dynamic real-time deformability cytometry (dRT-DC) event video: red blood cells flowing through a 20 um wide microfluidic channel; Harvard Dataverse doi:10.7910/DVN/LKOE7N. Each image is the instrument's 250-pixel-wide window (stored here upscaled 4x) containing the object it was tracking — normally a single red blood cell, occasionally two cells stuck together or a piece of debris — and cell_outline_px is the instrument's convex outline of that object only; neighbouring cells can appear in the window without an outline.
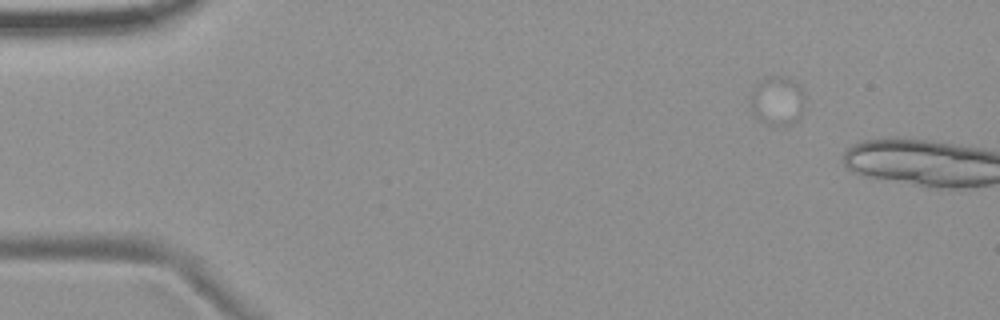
{"species": "common noctule bat (a hibernating species)", "species_latin": "Nyctalus noctula", "temperature_condition": "room temperature", "stored_images_in_passage": 2, "camera_frame_rate_fps": 3000, "um_per_image_px": 0.085, "animal": {"sex": "female", "body_mass_g": 19.9}, "frame": {"image": 1, "passage_image": 1, "time_ms": 0.0, "image_size_px": [1000, 320], "cell_outline_px": [[804, 100], [800, 116], [796, 120], [788, 124], [768, 124], [756, 116], [752, 112], [752, 88], [756, 84], [768, 76], [788, 76], [800, 88], [804, 96]], "centroid_in_image_um": [66.07, 8.52], "position_along_channel_um": 18.9, "area_um2": 15.03}}